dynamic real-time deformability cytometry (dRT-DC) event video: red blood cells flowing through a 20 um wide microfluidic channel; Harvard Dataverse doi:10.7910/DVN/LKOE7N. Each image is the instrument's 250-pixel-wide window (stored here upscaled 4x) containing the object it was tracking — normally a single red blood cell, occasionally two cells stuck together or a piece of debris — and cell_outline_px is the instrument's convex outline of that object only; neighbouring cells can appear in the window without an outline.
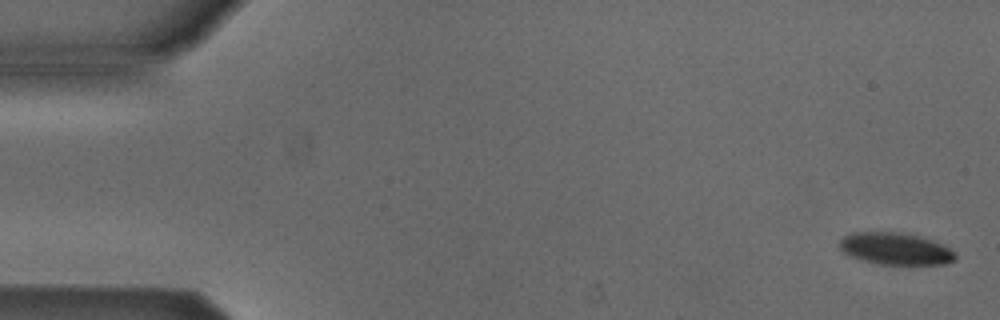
{"species": "Egyptian fruit bat (a non-hibernating species)", "species_latin": "Rousettus aegyptiacus", "temperature_condition": "cold", "stored_images_in_passage": 53, "camera_frame_rate_fps": 3000, "um_per_image_px": 0.085, "animal": {"sex": "male"}, "frame": {"image": 1, "passage_image": 2, "time_ms": 0.333, "image_size_px": [1000, 320], "cell_outline_px": [[956, 260], [944, 264], [880, 264], [860, 260], [848, 256], [840, 248], [840, 240], [844, 236], [852, 232], [896, 232], [916, 236], [932, 240], [956, 252]], "centroid_in_image_um": [76.09, 21.15], "position_along_channel_um": 8.9, "area_um2": 21.44}}
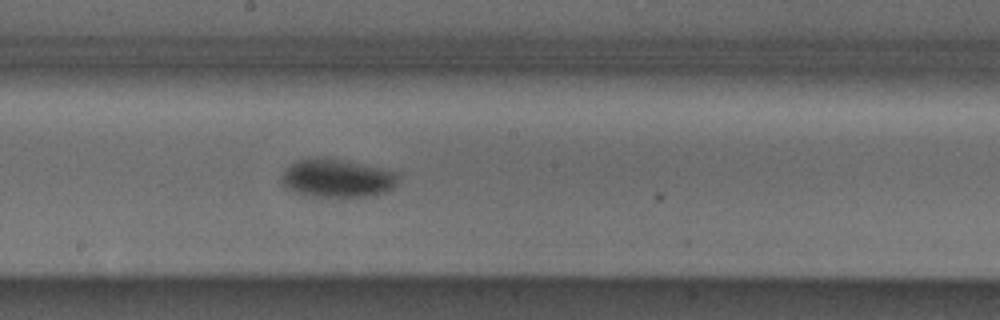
{"frame": {"image": 2, "passage_image": 29, "time_ms": 9.333, "image_size_px": [1000, 320], "cell_outline_px": [[400, 176], [396, 184], [392, 188], [384, 192], [372, 196], [308, 196], [296, 192], [288, 188], [280, 180], [280, 176], [296, 160], [308, 156], [320, 156], [344, 160], [400, 172]], "centroid_in_image_um": [28.66, 15.12], "position_along_channel_um": 219.5, "area_um2": 26.24}}
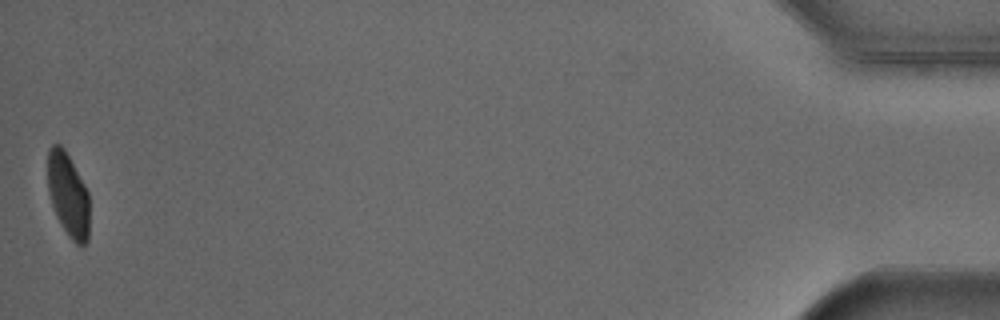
{"frame": {"image": 3, "passage_image": 53, "time_ms": 17.333, "image_size_px": [1000, 320], "cell_outline_px": [[88, 240], [80, 248], [68, 236], [60, 224], [56, 216], [48, 192], [48, 148], [52, 144], [60, 144], [64, 148], [84, 184], [88, 192]], "centroid_in_image_um": [5.78, 16.58], "position_along_channel_um": 429.4, "area_um2": 20.35}, "authors_computed_cell_mechanics": {"area_um2": 23.7558, "velocity_mm_per_s": 3.8755, "shape_relaxation_time_tau1_ms": 2.7231, "shape_relaxation_time_tau2_ms": null, "deformation_change_tau1": 0.0925, "deformation_change_tau2": null}}